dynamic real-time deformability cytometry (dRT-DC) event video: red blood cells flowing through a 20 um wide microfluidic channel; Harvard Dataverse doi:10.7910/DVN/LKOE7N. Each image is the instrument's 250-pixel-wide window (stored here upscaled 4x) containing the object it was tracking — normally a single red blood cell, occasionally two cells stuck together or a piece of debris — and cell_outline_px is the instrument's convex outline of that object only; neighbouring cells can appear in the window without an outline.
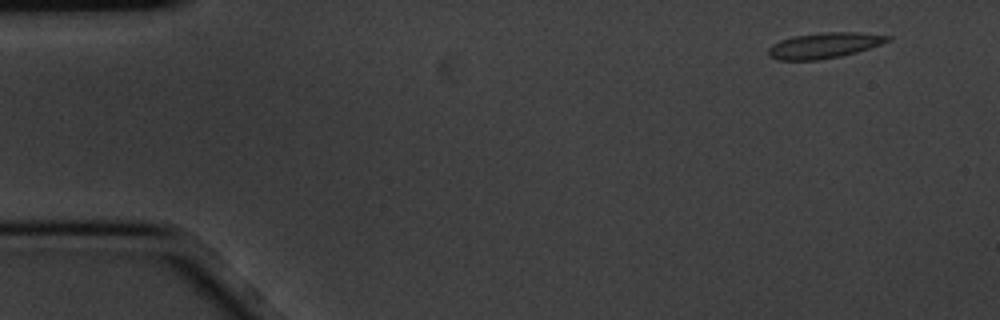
{"species": "common noctule bat (a hibernating species)", "species_latin": "Nyctalus noctula", "temperature_condition": "cold", "stored_images_in_passage": 3, "camera_frame_rate_fps": 3000, "um_per_image_px": 0.085, "animal": {"sex": "male", "body_mass_g": 20.1, "forearm_length_mm": 53.5}, "frame": {"image": 1, "passage_image": 1, "time_ms": 0.0, "image_size_px": [1000, 320], "cell_outline_px": [[892, 40], [856, 52], [840, 56], [816, 60], [780, 60], [768, 56], [768, 48], [772, 44], [780, 40], [792, 36], [820, 32], [860, 32], [892, 36]], "centroid_in_image_um": [70.04, 3.85], "position_along_channel_um": 15.0, "area_um2": 17.86}}
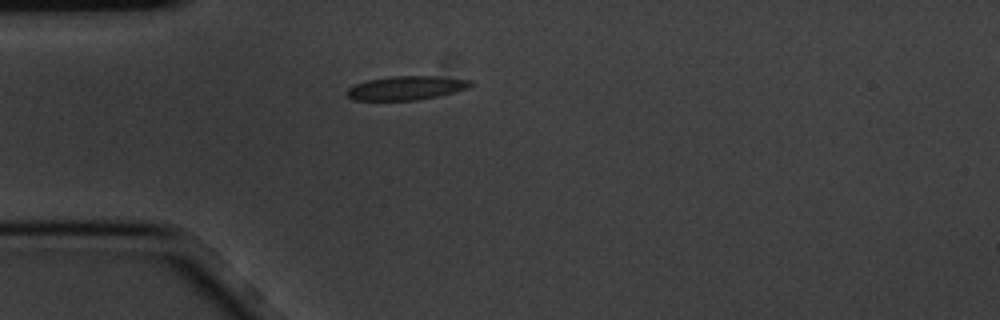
{"frame": {"image": 2, "passage_image": 3, "time_ms": 0.667, "image_size_px": [1000, 320], "cell_outline_px": [[476, 84], [468, 88], [456, 92], [440, 96], [416, 100], [352, 100], [344, 92], [348, 88], [356, 84], [368, 80], [388, 76], [436, 76], [472, 80]], "centroid_in_image_um": [34.57, 7.47], "position_along_channel_um": 50.4, "area_um2": 17.46}}